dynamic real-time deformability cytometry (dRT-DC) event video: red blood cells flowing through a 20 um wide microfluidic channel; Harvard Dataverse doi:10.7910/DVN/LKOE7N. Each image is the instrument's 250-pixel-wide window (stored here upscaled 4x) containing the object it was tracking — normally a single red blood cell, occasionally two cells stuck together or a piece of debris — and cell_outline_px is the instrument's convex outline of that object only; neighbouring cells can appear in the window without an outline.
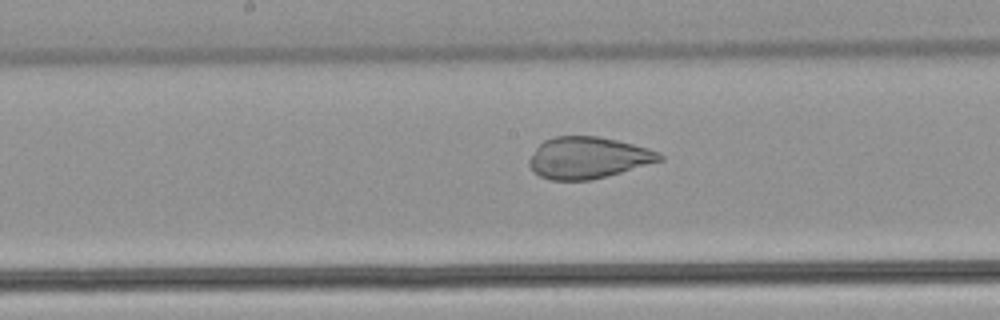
{"species": "common noctule bat (a hibernating species)", "species_latin": "Nyctalus noctula", "temperature_condition": "warm", "stored_images_in_passage": 46, "camera_frame_rate_fps": 3000, "um_per_image_px": 0.085, "animal": {"sex": "male", "body_mass_g": 21.5, "forearm_length_mm": 52.0}, "frame": {"image": 1, "passage_image": 21, "time_ms": 6.667, "image_size_px": [1000, 320], "cell_outline_px": [[664, 160], [592, 180], [552, 180], [540, 176], [532, 172], [528, 164], [528, 160], [536, 148], [544, 140], [556, 136], [596, 136], [616, 140], [648, 148], [660, 152], [664, 156]], "centroid_in_image_um": [49.97, 13.41], "position_along_channel_um": 198.2, "area_um2": 31.62}}
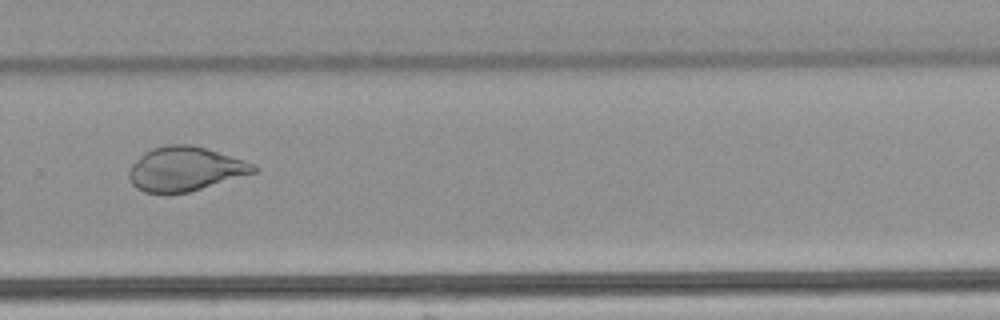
{"frame": {"image": 2, "passage_image": 30, "time_ms": 9.667, "image_size_px": [1000, 320], "cell_outline_px": [[260, 168], [256, 172], [188, 192], [164, 196], [144, 192], [136, 188], [132, 184], [128, 176], [128, 172], [132, 164], [144, 152], [152, 148], [168, 144], [192, 144], [244, 160], [256, 164]], "centroid_in_image_um": [15.7, 14.38], "position_along_channel_um": 314.1, "area_um2": 32.54}}
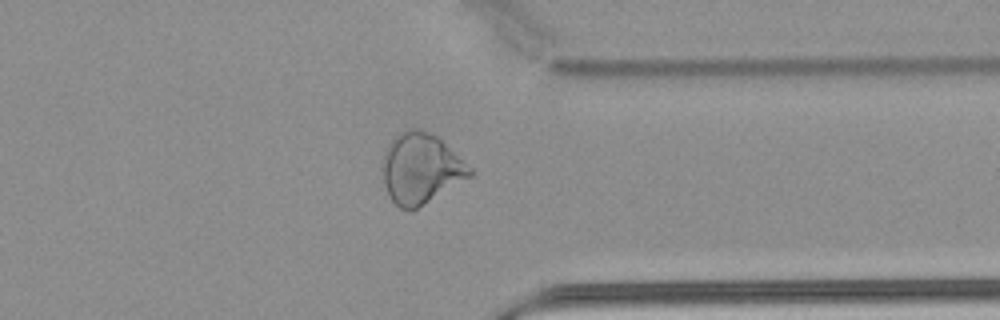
{"frame": {"image": 3, "passage_image": 35, "time_ms": 11.333, "image_size_px": [1000, 320], "cell_outline_px": [[472, 176], [416, 208], [400, 208], [392, 200], [384, 184], [380, 164], [384, 152], [392, 140], [400, 132], [408, 128], [420, 128], [436, 136], [472, 168]], "centroid_in_image_um": [35.74, 14.29], "position_along_channel_um": 375.7, "area_um2": 35.37}}